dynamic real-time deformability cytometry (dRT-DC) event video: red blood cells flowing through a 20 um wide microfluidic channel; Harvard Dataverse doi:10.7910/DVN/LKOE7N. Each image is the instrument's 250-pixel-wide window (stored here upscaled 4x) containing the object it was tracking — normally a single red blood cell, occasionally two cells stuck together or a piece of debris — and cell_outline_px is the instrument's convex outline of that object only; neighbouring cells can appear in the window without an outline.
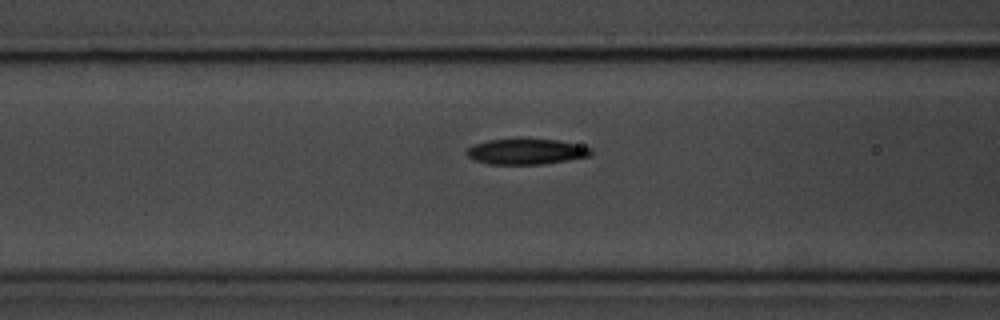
{"species": "common noctule bat (a hibernating species)", "species_latin": "Nyctalus noctula", "temperature_condition": "room temperature", "stored_images_in_passage": 17, "camera_frame_rate_fps": 3000, "um_per_image_px": 0.085, "animal": {"sex": "male", "body_mass_g": 20.1, "forearm_length_mm": 53.5}, "frame": {"image": 1, "passage_image": 15, "time_ms": 4.667, "image_size_px": [1000, 320], "cell_outline_px": [[592, 156], [544, 164], [488, 164], [476, 160], [468, 156], [464, 152], [468, 148], [476, 144], [488, 140], [556, 140], [592, 148]], "centroid_in_image_um": [44.74, 12.9], "position_along_channel_um": 121.9, "area_um2": 18.15}}